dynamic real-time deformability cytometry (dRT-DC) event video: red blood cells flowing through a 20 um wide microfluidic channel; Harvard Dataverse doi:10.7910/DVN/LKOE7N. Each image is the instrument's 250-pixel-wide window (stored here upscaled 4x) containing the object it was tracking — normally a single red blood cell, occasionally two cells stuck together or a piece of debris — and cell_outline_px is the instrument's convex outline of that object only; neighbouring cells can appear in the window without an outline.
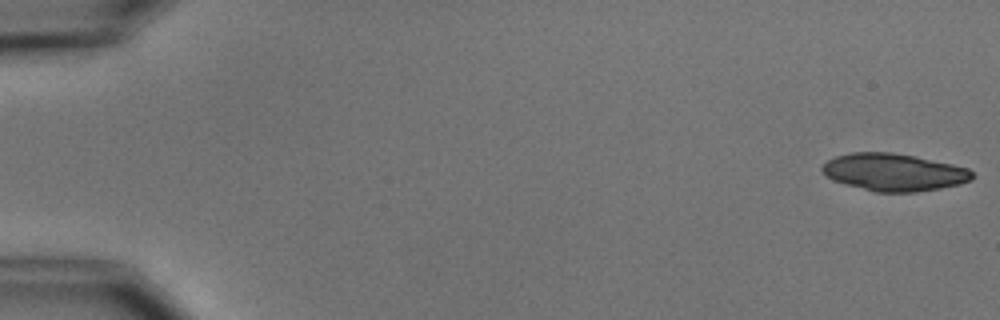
{"species": "common noctule bat (a hibernating species)", "species_latin": "Nyctalus noctula", "temperature_condition": "cold", "stored_images_in_passage": 7, "camera_frame_rate_fps": 3000, "um_per_image_px": 0.085, "animal": {"sex": "male", "body_mass_g": 15.6}, "frame": {"image": 1, "passage_image": 1, "time_ms": 0.0, "image_size_px": [1000, 320], "cell_outline_px": [[972, 180], [960, 184], [940, 188], [916, 192], [876, 192], [844, 184], [832, 180], [820, 168], [828, 160], [836, 156], [852, 152], [892, 152], [916, 156], [952, 164], [968, 168], [972, 172]], "centroid_in_image_um": [75.98, 14.64], "position_along_channel_um": 9.0, "area_um2": 32.66}}